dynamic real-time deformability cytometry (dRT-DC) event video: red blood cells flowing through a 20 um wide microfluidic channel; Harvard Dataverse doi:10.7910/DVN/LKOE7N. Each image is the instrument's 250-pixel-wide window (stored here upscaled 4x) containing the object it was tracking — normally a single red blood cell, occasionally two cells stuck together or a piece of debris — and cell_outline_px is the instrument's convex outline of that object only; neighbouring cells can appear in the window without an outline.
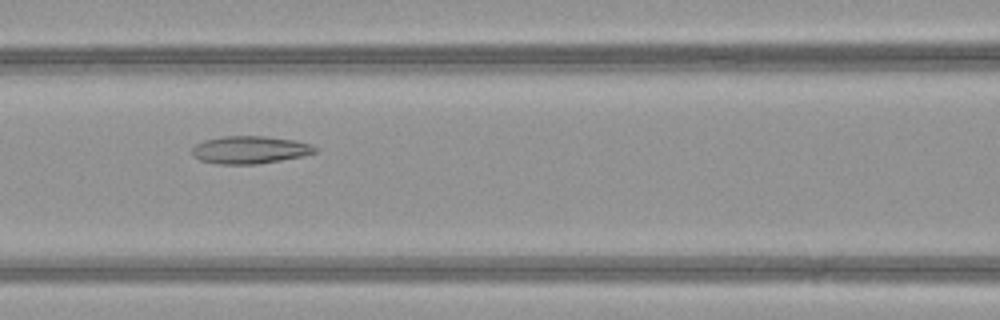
{"species": "common noctule bat (a hibernating species)", "species_latin": "Nyctalus noctula", "temperature_condition": "warm", "stored_images_in_passage": 37, "camera_frame_rate_fps": 3000, "um_per_image_px": 0.085, "animal": {"sex": "female", "body_mass_g": 21.9}, "frame": {"image": 1, "passage_image": 15, "time_ms": 4.667, "image_size_px": [1000, 320], "cell_outline_px": [[316, 152], [304, 156], [256, 164], [216, 164], [200, 160], [192, 156], [192, 148], [196, 144], [204, 140], [224, 136], [264, 136], [296, 140], [312, 144], [316, 148]], "centroid_in_image_um": [21.24, 12.73], "position_along_channel_um": 145.4, "area_um2": 19.88}}
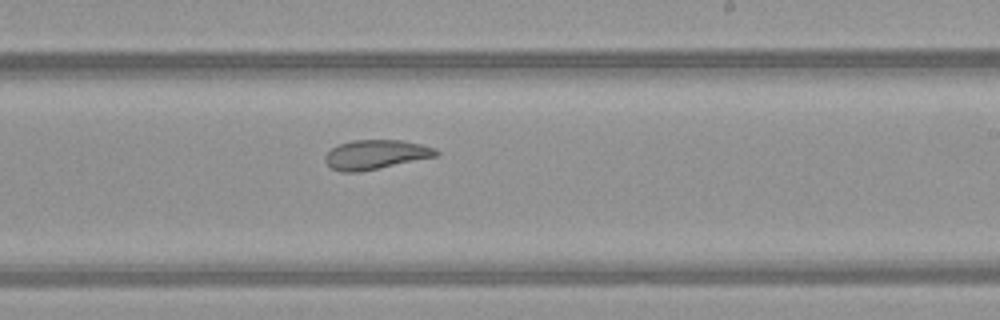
{"frame": {"image": 2, "passage_image": 23, "time_ms": 7.333, "image_size_px": [1000, 320], "cell_outline_px": [[440, 152], [436, 156], [360, 172], [340, 172], [332, 168], [324, 160], [324, 156], [332, 148], [340, 144], [352, 140], [404, 140], [436, 148]], "centroid_in_image_um": [31.93, 13.13], "position_along_channel_um": 257.1, "area_um2": 18.9}}
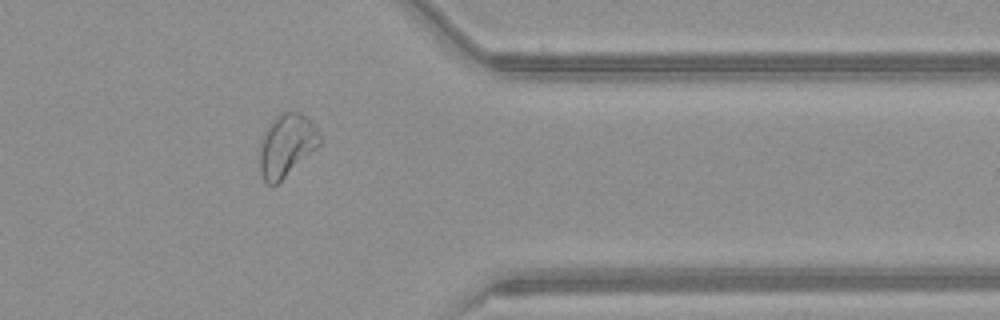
{"frame": {"image": 3, "passage_image": 33, "time_ms": 10.667, "image_size_px": [1000, 320], "cell_outline_px": [[320, 144], [316, 148], [276, 184], [268, 184], [264, 180], [260, 172], [260, 140], [264, 132], [272, 120], [280, 112], [300, 112], [308, 116], [316, 124], [320, 136]], "centroid_in_image_um": [24.36, 12.3], "position_along_channel_um": 387.0, "area_um2": 21.79}}